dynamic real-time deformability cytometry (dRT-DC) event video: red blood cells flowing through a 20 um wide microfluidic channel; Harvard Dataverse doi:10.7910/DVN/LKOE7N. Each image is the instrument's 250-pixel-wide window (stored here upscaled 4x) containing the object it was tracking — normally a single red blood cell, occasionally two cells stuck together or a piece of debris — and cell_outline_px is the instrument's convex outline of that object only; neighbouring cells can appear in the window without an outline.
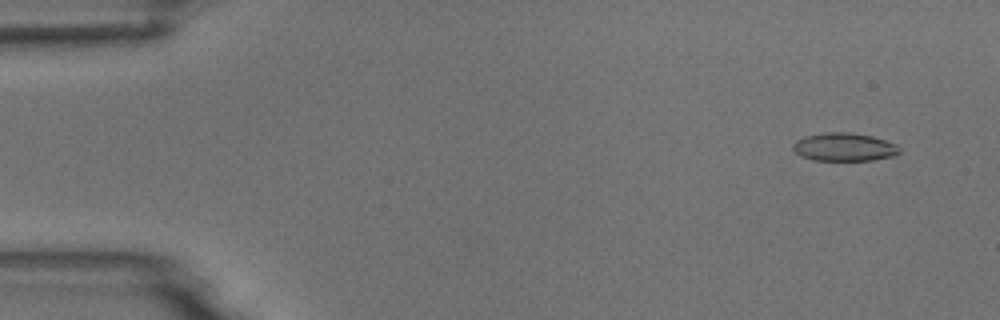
{"species": "common noctule bat (a hibernating species)", "species_latin": "Nyctalus noctula", "temperature_condition": "room temperature", "stored_images_in_passage": 13, "camera_frame_rate_fps": 3000, "um_per_image_px": 0.085, "animal": {"sex": "male", "body_mass_g": 18.8}, "frame": {"image": 1, "passage_image": 4, "time_ms": 1.0, "image_size_px": [1000, 320], "cell_outline_px": [[900, 152], [892, 156], [872, 160], [812, 160], [800, 156], [792, 148], [792, 144], [796, 140], [804, 136], [824, 132], [848, 132], [872, 136], [896, 144], [900, 148]], "centroid_in_image_um": [71.72, 12.49], "position_along_channel_um": 13.3, "area_um2": 17.51}}